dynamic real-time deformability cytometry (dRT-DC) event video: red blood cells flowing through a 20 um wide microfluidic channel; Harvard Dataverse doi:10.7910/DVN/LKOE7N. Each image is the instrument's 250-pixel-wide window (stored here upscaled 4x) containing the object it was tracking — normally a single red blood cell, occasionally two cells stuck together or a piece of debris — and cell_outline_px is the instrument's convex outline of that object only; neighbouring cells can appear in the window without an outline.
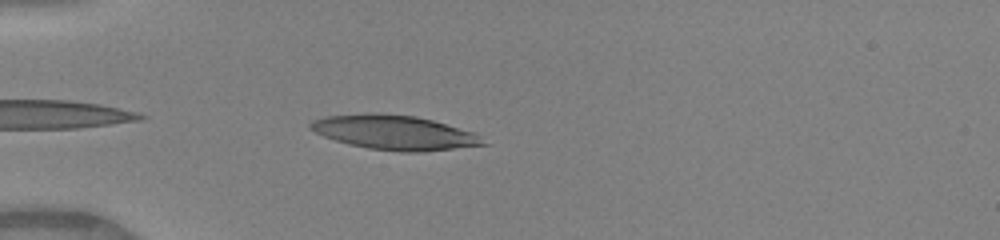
{"species": "human", "species_latin": "Homo sapiens", "temperature_condition": "warm", "stored_images_in_passage": 31, "camera_frame_rate_fps": 3000, "um_per_image_px": 0.085, "donor": {"sex": "female"}, "frame": {"image": 1, "passage_image": 2, "time_ms": 0.333, "image_size_px": [1000, 240], "cell_outline_px": [[488, 144], [424, 152], [400, 152], [368, 148], [348, 144], [324, 136], [308, 128], [308, 124], [312, 120], [324, 116], [368, 112], [416, 116], [432, 120], [472, 132], [480, 136]], "centroid_in_image_um": [33.48, 11.26], "position_along_channel_um": 51.5, "area_um2": 34.68}}
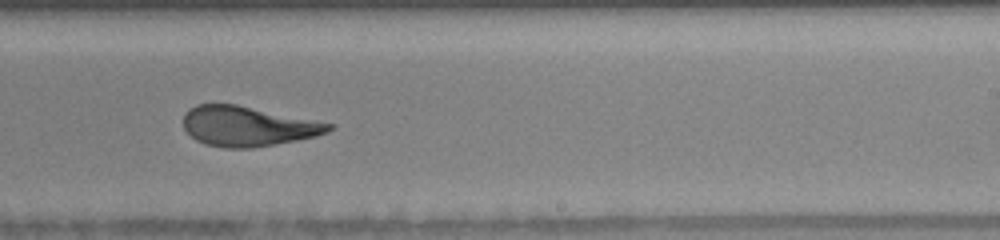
{"frame": {"image": 2, "passage_image": 19, "time_ms": 6.0, "image_size_px": [1000, 240], "cell_outline_px": [[336, 124], [332, 128], [316, 136], [296, 140], [252, 148], [224, 148], [204, 144], [196, 140], [184, 128], [184, 112], [188, 108], [196, 104], [236, 104]], "centroid_in_image_um": [21.02, 10.72], "position_along_channel_um": 268.0, "area_um2": 33.76}}
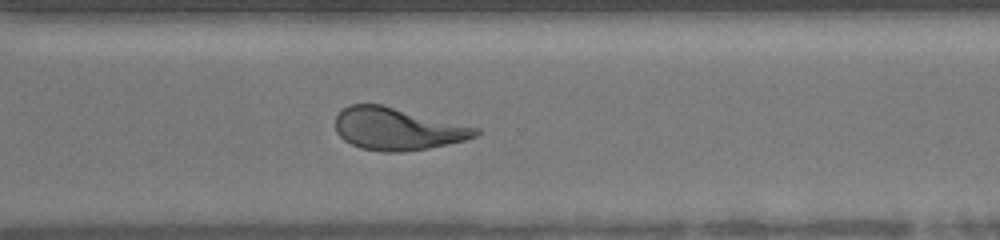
{"frame": {"image": 3, "passage_image": 24, "time_ms": 7.667, "image_size_px": [1000, 240], "cell_outline_px": [[480, 132], [476, 136], [464, 140], [428, 148], [400, 152], [384, 152], [360, 148], [344, 140], [336, 132], [336, 116], [344, 108], [352, 104], [380, 104], [480, 128]], "centroid_in_image_um": [33.77, 10.96], "position_along_channel_um": 336.8, "area_um2": 34.28}, "authors_computed_cell_mechanics": {"area_um2": 34.6222, "velocity_mm_per_s": 4.141, "shape_relaxation_time_tau1_ms": 4.6675, "shape_relaxation_time_tau2_ms": 1.3368, "deformation_change_tau1": 0.2157, "deformation_change_tau2": 0.1046}}